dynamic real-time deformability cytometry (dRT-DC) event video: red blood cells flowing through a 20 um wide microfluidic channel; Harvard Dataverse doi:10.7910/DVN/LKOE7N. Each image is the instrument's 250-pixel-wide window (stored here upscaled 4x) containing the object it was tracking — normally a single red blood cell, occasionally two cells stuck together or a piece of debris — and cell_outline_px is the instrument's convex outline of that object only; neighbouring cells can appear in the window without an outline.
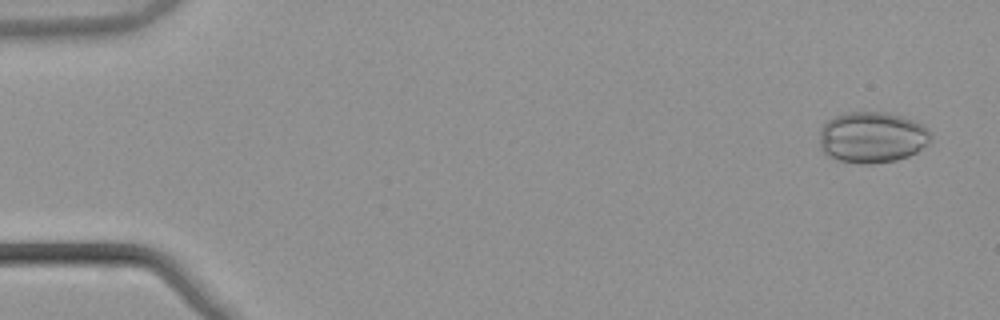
{"species": "common noctule bat (a hibernating species)", "species_latin": "Nyctalus noctula", "temperature_condition": "warm", "stored_images_in_passage": 54, "camera_frame_rate_fps": 3000, "um_per_image_px": 0.085, "animal": {"sex": "male", "body_mass_g": 21.5, "forearm_length_mm": 52.0}, "frame": {"image": 1, "passage_image": 3, "time_ms": 0.667, "image_size_px": [1000, 320], "cell_outline_px": [[932, 136], [916, 152], [908, 156], [896, 160], [872, 164], [860, 164], [836, 160], [828, 156], [820, 148], [820, 132], [824, 124], [828, 120], [836, 116], [848, 112], [884, 112], [900, 116], [924, 124], [932, 132]], "centroid_in_image_um": [74.12, 11.68], "position_along_channel_um": 10.9, "area_um2": 33.12}}
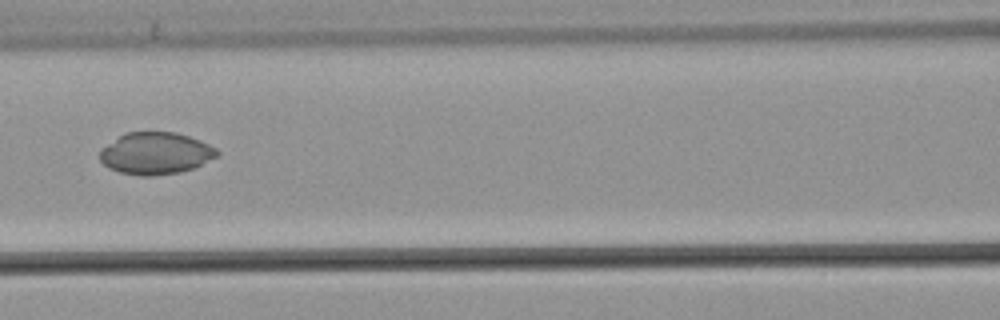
{"frame": {"image": 2, "passage_image": 25, "time_ms": 8.0, "image_size_px": [1000, 320], "cell_outline_px": [[220, 152], [216, 156], [196, 168], [180, 172], [152, 176], [140, 176], [120, 172], [108, 168], [100, 160], [100, 148], [124, 132], [176, 132], [200, 140], [216, 148]], "centroid_in_image_um": [13.21, 13.03], "position_along_channel_um": 153.4, "area_um2": 28.9}}
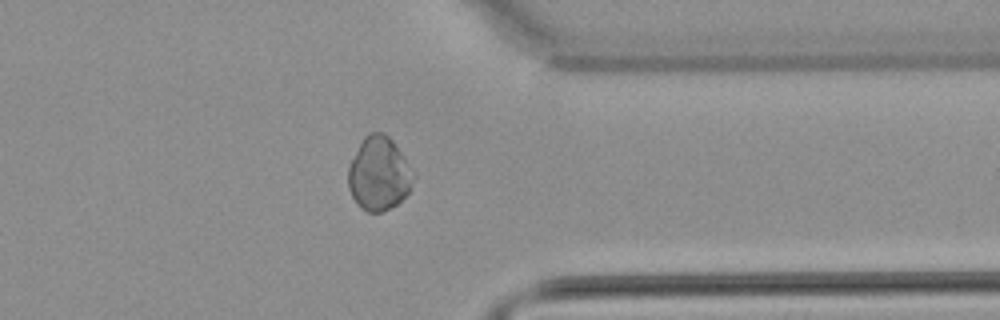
{"frame": {"image": 3, "passage_image": 43, "time_ms": 14.0, "image_size_px": [1000, 320], "cell_outline_px": [[416, 176], [408, 192], [396, 204], [380, 212], [368, 212], [360, 208], [356, 204], [348, 188], [348, 168], [364, 136], [368, 132], [384, 132], [392, 140]], "centroid_in_image_um": [32.19, 14.77], "position_along_channel_um": 379.2, "area_um2": 27.69}, "authors_computed_cell_mechanics": {"area_um2": 29.9115, "velocity_mm_per_s": 3.8616, "shape_relaxation_time_tau1_ms": null, "shape_relaxation_time_tau2_ms": 5.4414, "deformation_change_tau1": null, "deformation_change_tau2": 0.0333}}